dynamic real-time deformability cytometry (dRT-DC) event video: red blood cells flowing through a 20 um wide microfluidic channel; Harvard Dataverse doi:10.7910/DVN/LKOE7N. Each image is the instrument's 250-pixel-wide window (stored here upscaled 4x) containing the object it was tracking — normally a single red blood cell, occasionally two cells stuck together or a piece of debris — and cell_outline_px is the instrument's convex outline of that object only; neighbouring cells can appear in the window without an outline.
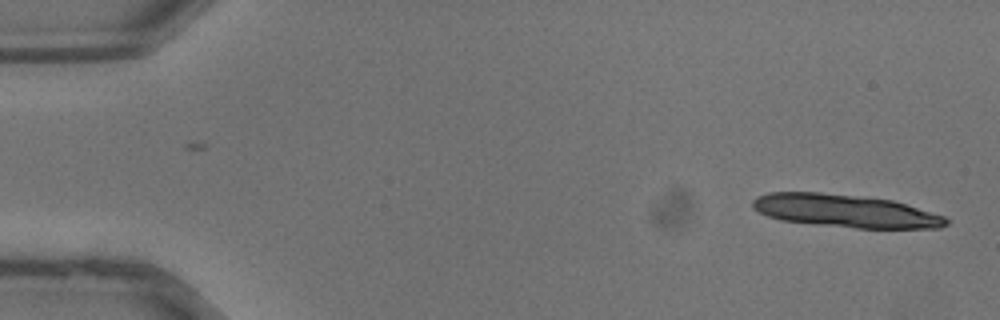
{"species": "common noctule bat (a hibernating species)", "species_latin": "Nyctalus noctula", "temperature_condition": "warm", "stored_images_in_passage": 36, "camera_frame_rate_fps": 3000, "um_per_image_px": 0.085, "animal": {"sex": "male", "body_mass_g": 13.3}, "frame": {"image": 1, "passage_image": 1, "time_ms": 0.0, "image_size_px": [1000, 320], "cell_outline_px": [[948, 224], [940, 228], [856, 228], [816, 224], [780, 220], [768, 216], [752, 208], [752, 200], [756, 196], [768, 192], [820, 192], [892, 200], [944, 216], [948, 220]], "centroid_in_image_um": [71.8, 17.93], "position_along_channel_um": 13.2, "area_um2": 36.82}}
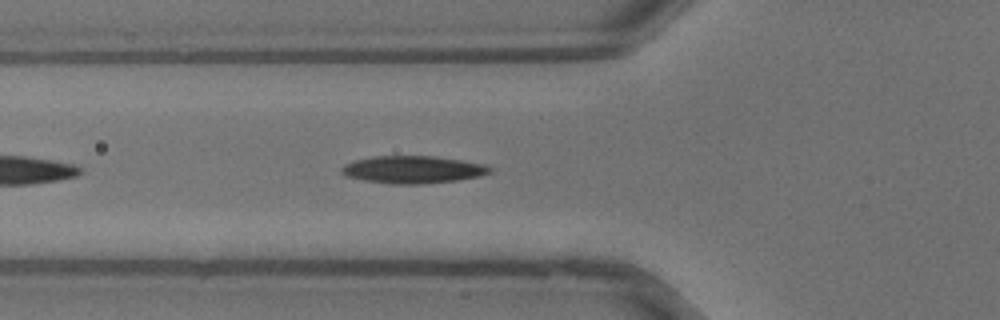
{"frame": {"image": 2, "passage_image": 13, "time_ms": 4.0, "image_size_px": [1000, 320], "cell_outline_px": [[492, 172], [480, 176], [460, 180], [420, 184], [392, 184], [364, 180], [344, 176], [340, 172], [340, 168], [344, 164], [356, 160], [376, 156], [436, 156], [484, 164], [492, 168]], "centroid_in_image_um": [35.09, 14.42], "position_along_channel_um": 90.7, "area_um2": 23.81}}
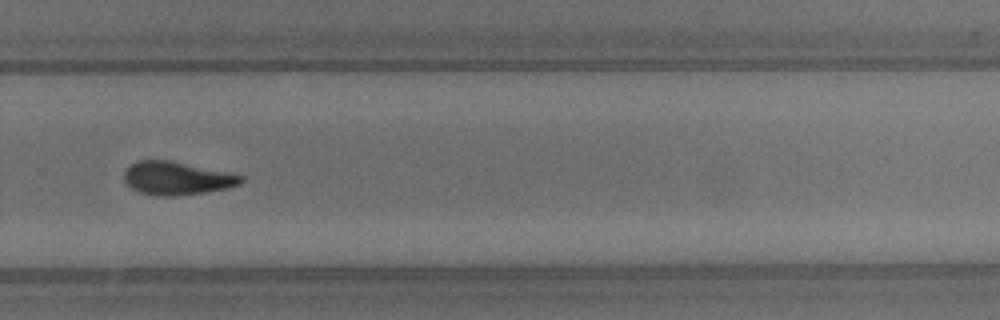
{"frame": {"image": 3, "passage_image": 25, "time_ms": 8.0, "image_size_px": [1000, 320], "cell_outline_px": [[244, 180], [240, 184], [228, 188], [204, 192], [172, 196], [156, 196], [140, 192], [132, 188], [124, 180], [124, 172], [132, 164], [140, 160], [168, 160], [236, 172], [244, 176]], "centroid_in_image_um": [15.11, 15.14], "position_along_channel_um": 314.7, "area_um2": 22.83}}